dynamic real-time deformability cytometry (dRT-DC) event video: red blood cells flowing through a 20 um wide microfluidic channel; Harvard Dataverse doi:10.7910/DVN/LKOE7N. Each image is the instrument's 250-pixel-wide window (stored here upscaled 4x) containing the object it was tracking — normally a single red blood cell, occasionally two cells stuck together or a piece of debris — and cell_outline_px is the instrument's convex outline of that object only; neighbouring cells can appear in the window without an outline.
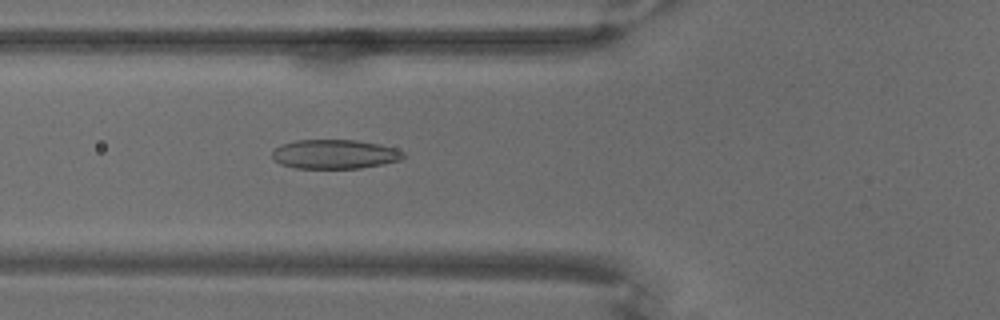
{"species": "common noctule bat (a hibernating species)", "species_latin": "Nyctalus noctula", "temperature_condition": "warm", "stored_images_in_passage": 70, "camera_frame_rate_fps": 3000, "um_per_image_px": 0.085, "animal": {"sex": "male", "body_mass_g": 18.8}, "frame": {"image": 1, "passage_image": 27, "time_ms": 8.667, "image_size_px": [1000, 320], "cell_outline_px": [[404, 156], [400, 160], [384, 164], [360, 168], [296, 168], [280, 164], [272, 156], [272, 152], [280, 144], [296, 140], [356, 140], [380, 144], [396, 148], [404, 152]], "centroid_in_image_um": [28.46, 13.1], "position_along_channel_um": 97.3, "area_um2": 22.37}}
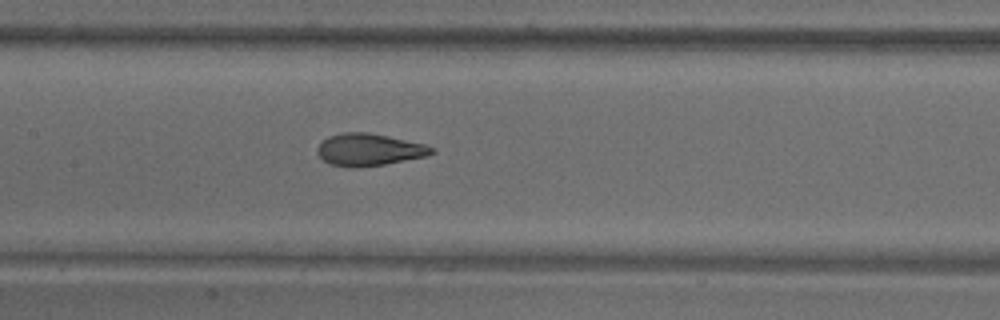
{"frame": {"image": 2, "passage_image": 35, "time_ms": 11.333, "image_size_px": [1000, 320], "cell_outline_px": [[436, 152], [428, 156], [384, 164], [356, 168], [352, 168], [328, 164], [316, 152], [316, 148], [328, 136], [344, 132], [368, 132], [388, 136], [424, 144], [436, 148]], "centroid_in_image_um": [31.38, 12.73], "position_along_channel_um": 176.0, "area_um2": 21.56}}
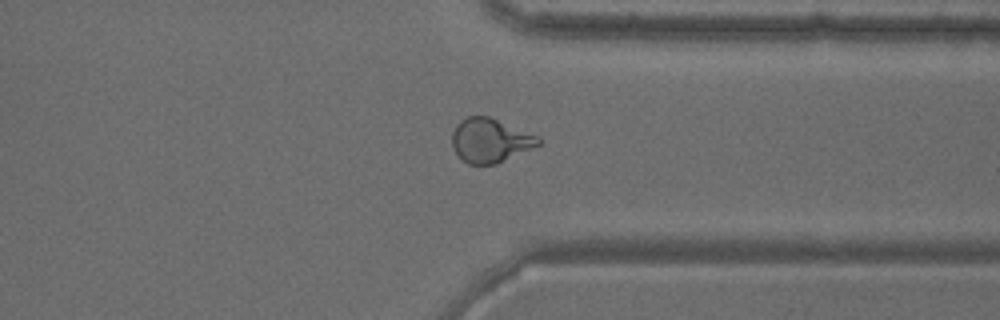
{"frame": {"image": 3, "passage_image": 55, "time_ms": 18.0, "image_size_px": [1000, 320], "cell_outline_px": [[544, 140], [540, 144], [496, 164], [468, 164], [452, 148], [452, 132], [456, 124], [460, 120], [468, 116], [488, 116], [540, 136]], "centroid_in_image_um": [41.67, 11.92], "position_along_channel_um": 369.7, "area_um2": 22.14}}